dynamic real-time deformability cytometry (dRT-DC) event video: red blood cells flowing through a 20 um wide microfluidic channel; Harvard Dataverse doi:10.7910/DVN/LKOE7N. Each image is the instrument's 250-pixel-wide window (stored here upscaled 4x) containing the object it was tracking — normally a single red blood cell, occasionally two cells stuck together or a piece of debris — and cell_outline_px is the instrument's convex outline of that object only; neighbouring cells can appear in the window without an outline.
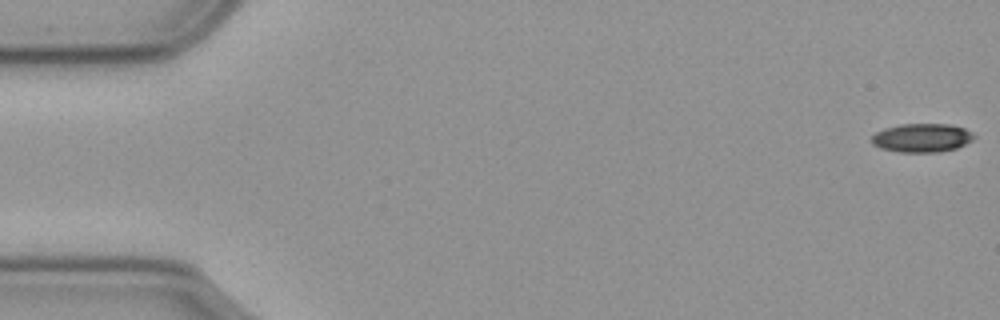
{"species": "common noctule bat (a hibernating species)", "species_latin": "Nyctalus noctula", "temperature_condition": "cold", "stored_images_in_passage": 16, "camera_frame_rate_fps": 3000, "um_per_image_px": 0.085, "animal": {"sex": "male", "body_mass_g": 23.1, "forearm_length_mm": 52.7}, "frame": {"image": 1, "passage_image": 1, "time_ms": 0.0, "image_size_px": [1000, 320], "cell_outline_px": [[976, 136], [972, 140], [956, 148], [936, 152], [900, 152], [880, 148], [872, 144], [872, 136], [876, 132], [884, 128], [900, 124], [948, 124], [964, 128], [972, 132]], "centroid_in_image_um": [78.35, 11.71], "position_along_channel_um": 6.7, "area_um2": 17.05}}
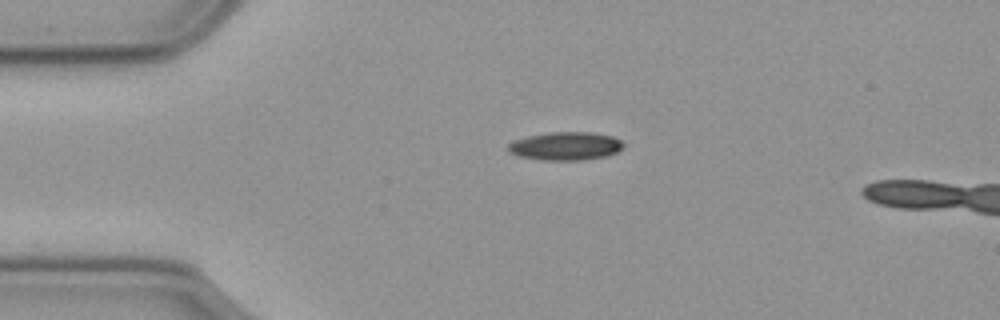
{"frame": {"image": 2, "passage_image": 13, "time_ms": 4.0, "image_size_px": [1000, 320], "cell_outline_px": [[624, 148], [608, 156], [580, 160], [540, 160], [516, 156], [508, 152], [508, 144], [512, 140], [528, 136], [548, 132], [592, 132], [612, 136], [620, 140], [624, 144]], "centroid_in_image_um": [48.05, 12.42], "position_along_channel_um": 37.0, "area_um2": 19.25}}